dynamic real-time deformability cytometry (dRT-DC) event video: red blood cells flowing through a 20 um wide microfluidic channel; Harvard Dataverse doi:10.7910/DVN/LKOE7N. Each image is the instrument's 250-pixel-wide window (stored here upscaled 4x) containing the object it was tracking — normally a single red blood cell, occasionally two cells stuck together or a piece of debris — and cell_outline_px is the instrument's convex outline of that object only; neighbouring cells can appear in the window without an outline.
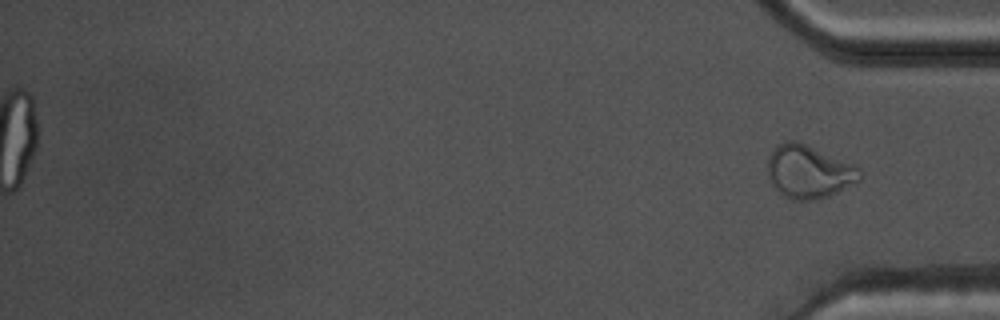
{"species": "common noctule bat (a hibernating species)", "species_latin": "Nyctalus noctula", "temperature_condition": "warm", "stored_images_in_passage": 56, "segment_of_instrument_passage": [2, 2], "camera_frame_rate_fps": 3000, "um_per_image_px": 0.085, "animal": {"sex": "male", "body_mass_g": 17.5, "forearm_length_mm": 52.3}, "frame": {"image": 1, "passage_image": 56, "time_ms": 18.333, "image_size_px": [1000, 320], "cell_outline_px": [[860, 180], [828, 196], [812, 200], [796, 200], [784, 196], [776, 192], [768, 176], [768, 160], [776, 144], [788, 140], [796, 140], [852, 164], [860, 168]], "centroid_in_image_um": [68.71, 14.6], "position_along_channel_um": 366.5, "area_um2": 28.21}}